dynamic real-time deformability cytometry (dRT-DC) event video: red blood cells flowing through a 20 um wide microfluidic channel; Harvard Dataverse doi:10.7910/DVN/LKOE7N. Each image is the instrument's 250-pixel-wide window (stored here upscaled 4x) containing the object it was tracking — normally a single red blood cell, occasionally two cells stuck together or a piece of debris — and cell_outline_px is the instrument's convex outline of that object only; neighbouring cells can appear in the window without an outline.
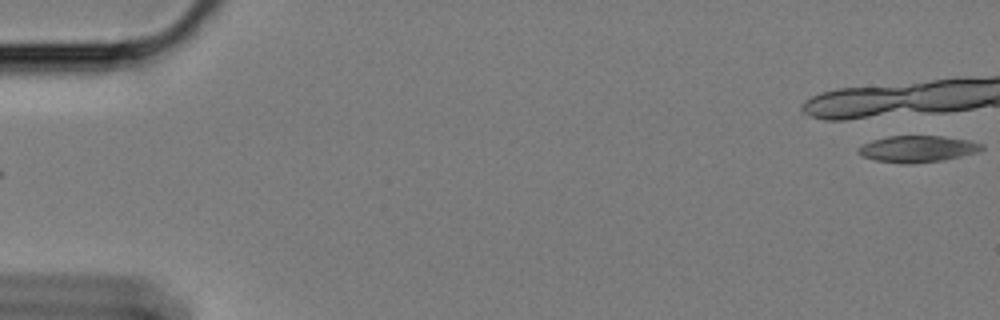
{"species": "Egyptian fruit bat (a non-hibernating species)", "species_latin": "Rousettus aegyptiacus", "temperature_condition": "cold", "stored_images_in_passage": 5, "camera_frame_rate_fps": 3000, "um_per_image_px": 0.085, "animal": {"sex": "female"}, "frame": {"image": 1, "passage_image": 1, "time_ms": 0.0, "image_size_px": [1000, 320], "cell_outline_px": [[984, 148], [976, 152], [944, 160], [908, 164], [904, 164], [876, 160], [864, 156], [856, 152], [856, 148], [872, 140], [888, 136], [944, 136], [968, 140], [984, 144]], "centroid_in_image_um": [77.98, 12.65], "position_along_channel_um": 7.0, "area_um2": 19.02}}